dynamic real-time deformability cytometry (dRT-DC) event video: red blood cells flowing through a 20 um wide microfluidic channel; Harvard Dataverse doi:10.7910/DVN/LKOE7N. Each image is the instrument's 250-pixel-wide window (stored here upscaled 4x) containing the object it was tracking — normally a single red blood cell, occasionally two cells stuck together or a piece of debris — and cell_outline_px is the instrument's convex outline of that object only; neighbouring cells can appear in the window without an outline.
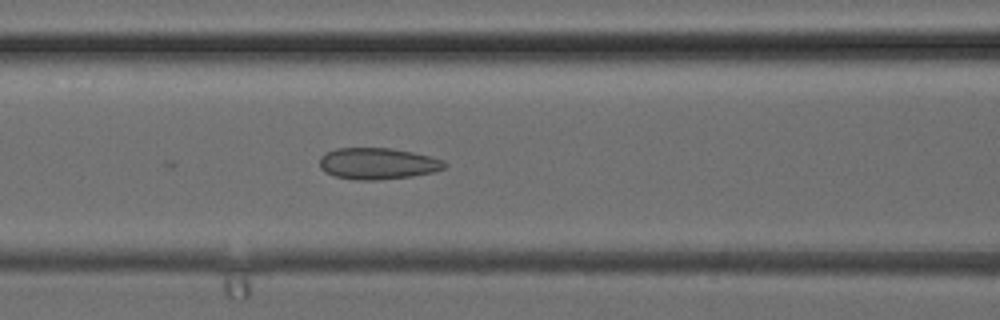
{"species": "common noctule bat (a hibernating species)", "species_latin": "Nyctalus noctula", "temperature_condition": "cold", "stored_images_in_passage": 5, "camera_frame_rate_fps": 3000, "um_per_image_px": 0.085, "animal": {"sex": "female", "body_mass_g": 24.6, "forearm_length_mm": 56.2}, "frame": {"image": 1, "passage_image": 5, "time_ms": 1.333, "image_size_px": [1000, 320], "cell_outline_px": [[448, 164], [444, 168], [432, 172], [412, 176], [376, 180], [356, 180], [336, 176], [324, 172], [320, 168], [320, 156], [324, 152], [336, 148], [392, 148], [412, 152], [444, 160]], "centroid_in_image_um": [32.07, 13.9], "position_along_channel_um": 134.5, "area_um2": 22.95}}